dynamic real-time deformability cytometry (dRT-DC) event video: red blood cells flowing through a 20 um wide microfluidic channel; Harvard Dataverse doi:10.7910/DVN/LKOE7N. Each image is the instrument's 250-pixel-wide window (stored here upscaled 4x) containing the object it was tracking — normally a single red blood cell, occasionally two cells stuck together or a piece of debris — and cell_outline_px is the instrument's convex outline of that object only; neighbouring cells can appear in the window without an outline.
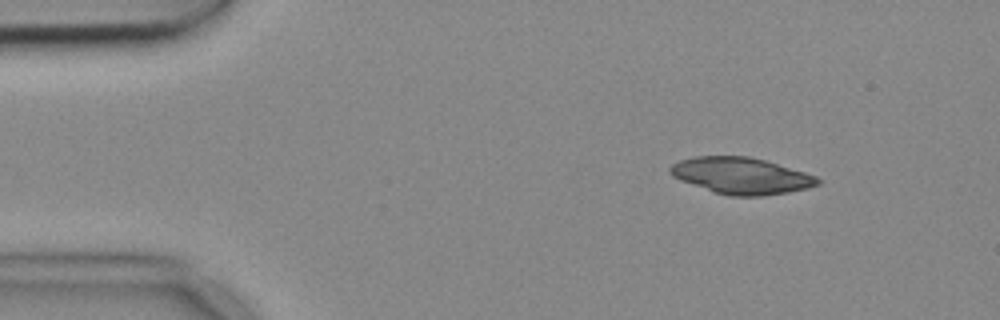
{"species": "common noctule bat (a hibernating species)", "species_latin": "Nyctalus noctula", "temperature_condition": "cold", "stored_images_in_passage": 2, "camera_frame_rate_fps": 3000, "um_per_image_px": 0.085, "animal": {"sex": "female", "body_mass_g": 18.4}, "frame": {"image": 1, "passage_image": 2, "time_ms": 0.333, "image_size_px": [1000, 320], "cell_outline_px": [[820, 184], [808, 188], [788, 192], [764, 196], [728, 196], [712, 192], [680, 180], [672, 176], [668, 172], [668, 168], [672, 164], [680, 160], [696, 156], [748, 156], [764, 160], [804, 172], [816, 176], [820, 180]], "centroid_in_image_um": [62.97, 14.94], "position_along_channel_um": 22.0, "area_um2": 31.44}}